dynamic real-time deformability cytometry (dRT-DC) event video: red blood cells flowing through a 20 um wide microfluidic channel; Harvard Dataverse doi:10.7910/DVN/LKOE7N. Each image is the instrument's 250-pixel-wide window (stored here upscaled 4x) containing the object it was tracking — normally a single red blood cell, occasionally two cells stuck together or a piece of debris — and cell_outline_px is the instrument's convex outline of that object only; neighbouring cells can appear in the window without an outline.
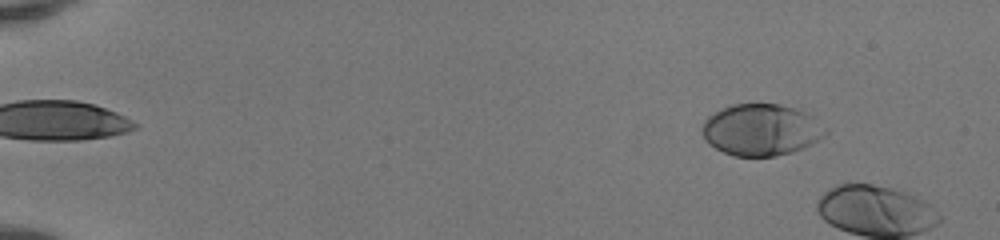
{"species": "human", "species_latin": "Homo sapiens", "temperature_condition": "room temperature", "stored_images_in_passage": 7, "camera_frame_rate_fps": 3000, "um_per_image_px": 0.085, "donor": {"sex": "female"}, "frame": {"image": 1, "passage_image": 2, "time_ms": 0.333, "image_size_px": [1000, 240], "cell_outline_px": [[828, 132], [824, 136], [812, 144], [804, 148], [792, 152], [776, 156], [732, 156], [708, 144], [704, 140], [700, 132], [700, 128], [704, 120], [708, 116], [732, 104], [780, 104], [804, 112], [828, 128]], "centroid_in_image_um": [64.67, 11.05], "position_along_channel_um": 20.3, "area_um2": 37.22}}